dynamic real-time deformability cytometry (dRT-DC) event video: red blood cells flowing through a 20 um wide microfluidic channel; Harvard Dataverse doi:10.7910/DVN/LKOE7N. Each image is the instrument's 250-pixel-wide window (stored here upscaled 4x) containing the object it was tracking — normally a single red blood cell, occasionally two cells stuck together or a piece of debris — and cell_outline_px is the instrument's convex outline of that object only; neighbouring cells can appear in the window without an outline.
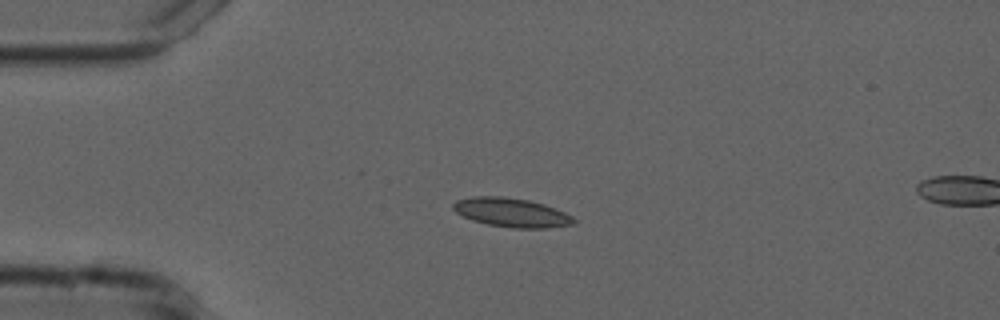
{"species": "common noctule bat (a hibernating species)", "species_latin": "Nyctalus noctula", "temperature_condition": "cold", "stored_images_in_passage": 5, "camera_frame_rate_fps": 3000, "um_per_image_px": 0.085, "animal": {"sex": "male", "forearm_length_mm": 52.5}, "frame": {"image": 1, "passage_image": 1, "time_ms": 0.0, "image_size_px": [1000, 320], "cell_outline_px": [[576, 224], [548, 228], [512, 228], [488, 224], [472, 220], [456, 212], [452, 208], [452, 204], [456, 200], [472, 196], [504, 196], [528, 200], [544, 204], [564, 212], [572, 216], [576, 220]], "centroid_in_image_um": [43.48, 18.06], "position_along_channel_um": 41.5, "area_um2": 20.46}}